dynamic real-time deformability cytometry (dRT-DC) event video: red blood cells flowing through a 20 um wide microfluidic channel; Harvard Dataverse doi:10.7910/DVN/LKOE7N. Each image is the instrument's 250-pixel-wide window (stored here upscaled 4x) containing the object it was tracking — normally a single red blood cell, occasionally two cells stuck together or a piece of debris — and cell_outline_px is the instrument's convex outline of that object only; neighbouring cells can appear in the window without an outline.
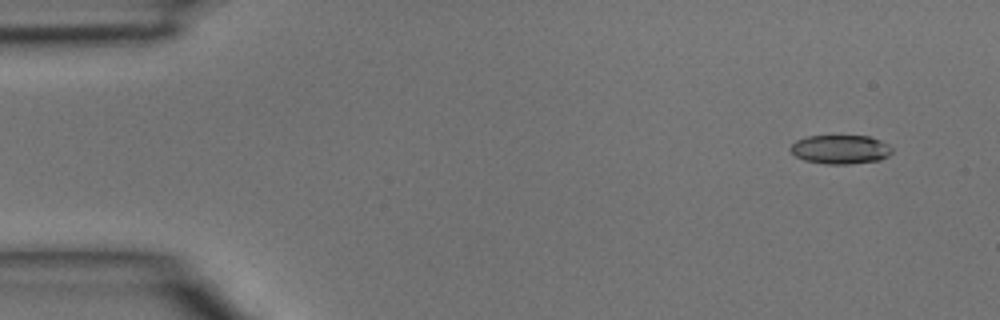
{"species": "common noctule bat (a hibernating species)", "species_latin": "Nyctalus noctula", "temperature_condition": "room temperature", "stored_images_in_passage": 3, "camera_frame_rate_fps": 3000, "um_per_image_px": 0.085, "animal": {"sex": "male", "body_mass_g": 15.6}, "frame": {"image": 1, "passage_image": 1, "time_ms": 0.0, "image_size_px": [1000, 320], "cell_outline_px": [[892, 152], [888, 156], [880, 160], [848, 164], [824, 164], [804, 160], [796, 156], [788, 148], [796, 140], [808, 136], [868, 136], [880, 140], [888, 144], [892, 148]], "centroid_in_image_um": [71.43, 12.7], "position_along_channel_um": 13.6, "area_um2": 17.17}}
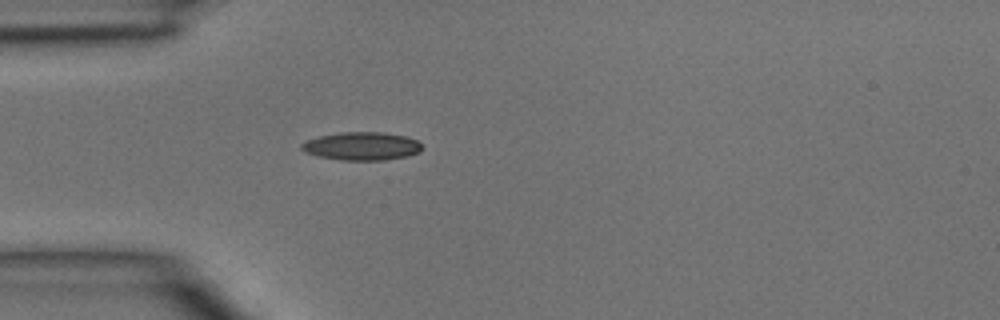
{"frame": {"image": 2, "passage_image": 3, "time_ms": 0.667, "image_size_px": [1000, 320], "cell_outline_px": [[424, 148], [420, 152], [408, 156], [384, 160], [340, 160], [320, 156], [304, 152], [300, 148], [300, 144], [308, 140], [320, 136], [340, 132], [384, 132], [408, 136], [416, 140]], "centroid_in_image_um": [30.78, 12.42], "position_along_channel_um": 54.2, "area_um2": 19.88}}